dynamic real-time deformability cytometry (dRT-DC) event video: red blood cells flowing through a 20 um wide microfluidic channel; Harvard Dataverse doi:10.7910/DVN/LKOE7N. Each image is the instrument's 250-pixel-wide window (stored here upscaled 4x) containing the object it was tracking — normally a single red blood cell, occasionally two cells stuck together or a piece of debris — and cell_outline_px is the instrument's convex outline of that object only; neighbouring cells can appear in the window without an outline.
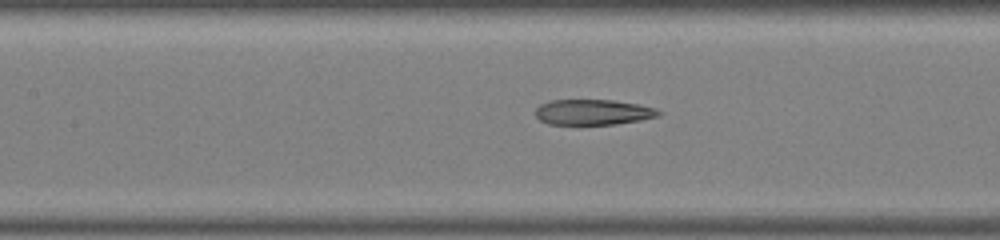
{"species": "common noctule bat (a hibernating species)", "species_latin": "Nyctalus noctula", "temperature_condition": "warm", "stored_images_in_passage": 17, "camera_frame_rate_fps": 3000, "um_per_image_px": 0.085, "animal": {"sex": "male", "body_mass_g": 19.0, "forearm_length_mm": 50.8}, "frame": {"image": 1, "passage_image": 15, "time_ms": 4.667, "image_size_px": [1000, 240], "cell_outline_px": [[660, 116], [640, 120], [616, 124], [548, 124], [540, 120], [536, 116], [536, 108], [540, 104], [552, 100], [612, 100], [640, 104], [656, 108], [660, 112]], "centroid_in_image_um": [50.42, 9.53], "position_along_channel_um": 157.0, "area_um2": 18.26}}